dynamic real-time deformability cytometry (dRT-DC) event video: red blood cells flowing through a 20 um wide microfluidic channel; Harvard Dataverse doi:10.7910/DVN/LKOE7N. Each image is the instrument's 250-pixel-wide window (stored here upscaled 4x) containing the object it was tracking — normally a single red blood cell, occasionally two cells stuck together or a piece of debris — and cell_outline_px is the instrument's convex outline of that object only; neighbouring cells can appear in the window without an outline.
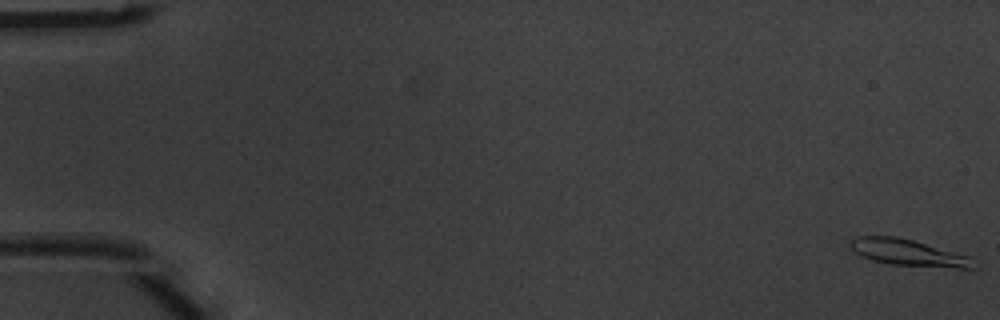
{"species": "common noctule bat (a hibernating species)", "species_latin": "Nyctalus noctula", "temperature_condition": "warm", "stored_images_in_passage": 5, "camera_frame_rate_fps": 3000, "um_per_image_px": 0.085, "animal": {"sex": "male", "body_mass_g": 20.1, "forearm_length_mm": 53.5}, "frame": {"image": 1, "passage_image": 1, "time_ms": 0.0, "image_size_px": [1000, 320], "cell_outline_px": [[976, 268], [960, 268], [892, 264], [872, 260], [860, 256], [848, 244], [856, 236], [896, 236], [912, 240], [968, 256]], "centroid_in_image_um": [77.13, 21.46], "position_along_channel_um": 7.9, "area_um2": 18.5}}